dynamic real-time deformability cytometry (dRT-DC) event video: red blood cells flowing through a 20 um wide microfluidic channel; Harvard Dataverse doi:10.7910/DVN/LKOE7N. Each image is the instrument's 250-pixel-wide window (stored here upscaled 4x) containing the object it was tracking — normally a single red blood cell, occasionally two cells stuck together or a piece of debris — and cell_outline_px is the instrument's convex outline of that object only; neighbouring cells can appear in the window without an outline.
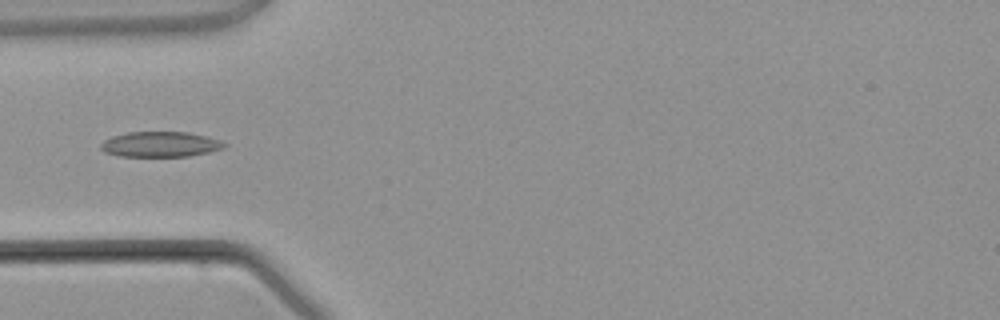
{"species": "common noctule bat (a hibernating species)", "species_latin": "Nyctalus noctula", "temperature_condition": "warm", "stored_images_in_passage": 4, "camera_frame_rate_fps": 3000, "um_per_image_px": 0.085, "animal": {"sex": "male", "body_mass_g": 21.5, "forearm_length_mm": 52.0}, "frame": {"image": 1, "passage_image": 3, "time_ms": 3.333, "image_size_px": [1000, 320], "cell_outline_px": [[228, 144], [224, 148], [208, 152], [188, 156], [120, 156], [104, 152], [100, 148], [100, 144], [104, 140], [112, 136], [128, 132], [188, 132], [208, 136], [220, 140]], "centroid_in_image_um": [13.63, 12.26], "position_along_channel_um": 71.4, "area_um2": 18.26}}
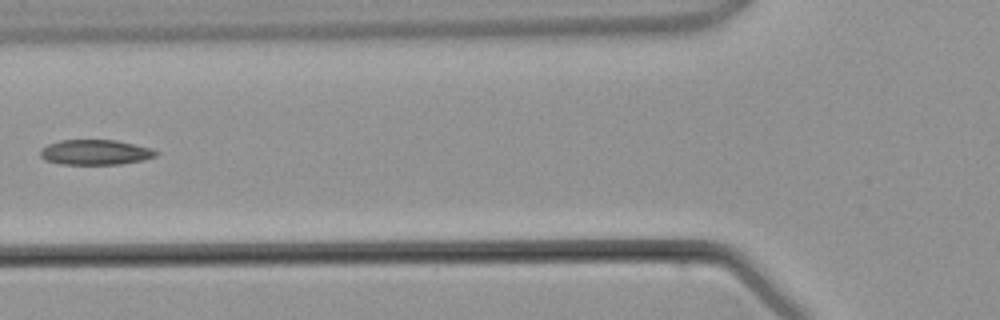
{"frame": {"image": 2, "passage_image": 4, "time_ms": 4.333, "image_size_px": [1000, 320], "cell_outline_px": [[160, 152], [156, 156], [144, 160], [120, 164], [60, 164], [44, 160], [40, 156], [40, 148], [48, 144], [60, 140], [116, 140], [152, 148]], "centroid_in_image_um": [8.1, 12.94], "position_along_channel_um": 117.7, "area_um2": 17.11}}